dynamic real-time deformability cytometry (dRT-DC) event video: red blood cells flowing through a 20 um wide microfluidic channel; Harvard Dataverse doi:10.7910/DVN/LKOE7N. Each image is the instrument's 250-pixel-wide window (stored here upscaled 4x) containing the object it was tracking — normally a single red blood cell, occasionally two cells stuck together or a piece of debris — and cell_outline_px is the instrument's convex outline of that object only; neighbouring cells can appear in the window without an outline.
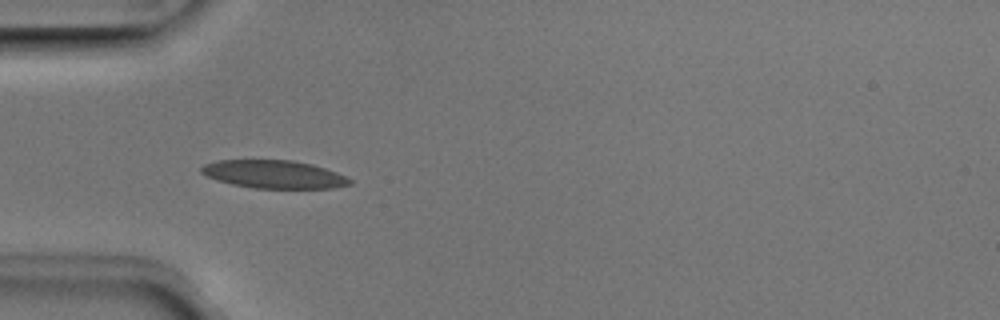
{"species": "Egyptian fruit bat (a non-hibernating species)", "species_latin": "Rousettus aegyptiacus", "temperature_condition": "room temperature", "stored_images_in_passage": 36, "camera_frame_rate_fps": 3000, "um_per_image_px": 0.085, "animal": {"sex": "male"}, "frame": {"image": 1, "passage_image": 1, "time_ms": 0.0, "image_size_px": [1000, 320], "cell_outline_px": [[352, 184], [332, 188], [256, 188], [232, 184], [208, 176], [200, 172], [200, 168], [204, 164], [216, 160], [292, 160], [312, 164], [336, 172], [352, 180]], "centroid_in_image_um": [23.29, 14.81], "position_along_channel_um": 61.7, "area_um2": 24.04}}
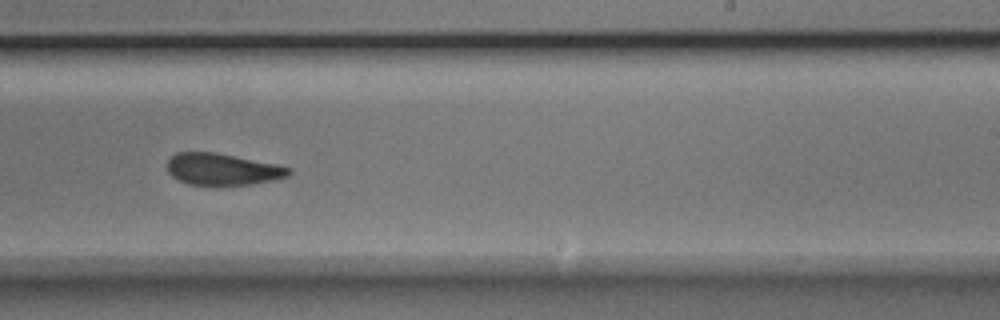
{"frame": {"image": 2, "passage_image": 17, "time_ms": 5.333, "image_size_px": [1000, 320], "cell_outline_px": [[292, 172], [288, 176], [272, 180], [248, 184], [216, 188], [188, 184], [172, 176], [168, 172], [168, 160], [176, 152], [216, 152], [276, 164], [292, 168]], "centroid_in_image_um": [18.9, 14.42], "position_along_channel_um": 270.1, "area_um2": 23.0}}
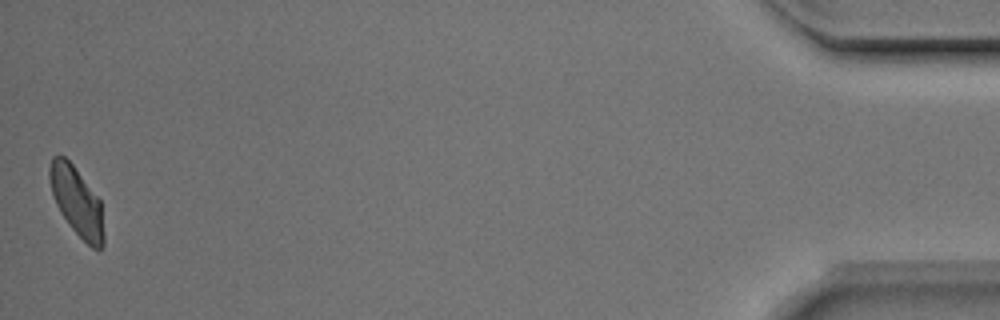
{"frame": {"image": 3, "passage_image": 36, "time_ms": 11.667, "image_size_px": [1000, 320], "cell_outline_px": [[104, 244], [100, 248], [92, 248], [72, 228], [60, 212], [56, 204], [52, 192], [48, 176], [48, 168], [52, 156], [64, 156], [72, 164], [100, 200], [104, 236]], "centroid_in_image_um": [6.5, 17.1], "position_along_channel_um": 428.7, "area_um2": 21.39}, "authors_computed_cell_mechanics": {"area_um2": 23.4379, "velocity_mm_per_s": 3.9594, "shape_relaxation_time_tau1_ms": 7.229, "shape_relaxation_time_tau2_ms": 2.9307, "deformation_change_tau1": 0.1749, "deformation_change_tau2": 0.0885}}